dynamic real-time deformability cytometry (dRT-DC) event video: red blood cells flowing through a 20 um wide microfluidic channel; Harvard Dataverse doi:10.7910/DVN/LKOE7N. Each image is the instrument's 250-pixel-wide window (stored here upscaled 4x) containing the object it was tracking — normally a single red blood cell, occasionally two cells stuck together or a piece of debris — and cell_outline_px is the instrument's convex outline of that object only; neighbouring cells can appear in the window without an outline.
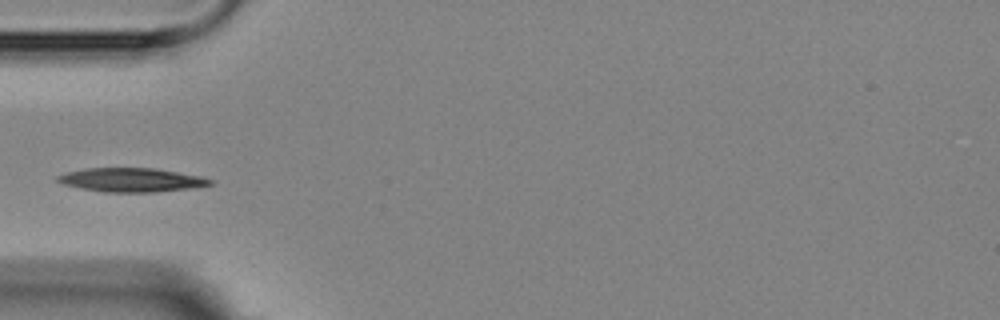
{"species": "Egyptian fruit bat (a non-hibernating species)", "species_latin": "Rousettus aegyptiacus", "temperature_condition": "room temperature", "stored_images_in_passage": 4, "camera_frame_rate_fps": 3000, "um_per_image_px": 0.085, "animal": {"sex": "female"}, "frame": {"image": 1, "passage_image": 4, "time_ms": 3.333, "image_size_px": [1000, 320], "cell_outline_px": [[212, 184], [192, 188], [156, 192], [104, 192], [80, 188], [64, 184], [56, 180], [56, 176], [64, 172], [84, 168], [156, 168], [200, 176], [212, 180]], "centroid_in_image_um": [11.13, 15.29], "position_along_channel_um": 73.9, "area_um2": 21.27}}